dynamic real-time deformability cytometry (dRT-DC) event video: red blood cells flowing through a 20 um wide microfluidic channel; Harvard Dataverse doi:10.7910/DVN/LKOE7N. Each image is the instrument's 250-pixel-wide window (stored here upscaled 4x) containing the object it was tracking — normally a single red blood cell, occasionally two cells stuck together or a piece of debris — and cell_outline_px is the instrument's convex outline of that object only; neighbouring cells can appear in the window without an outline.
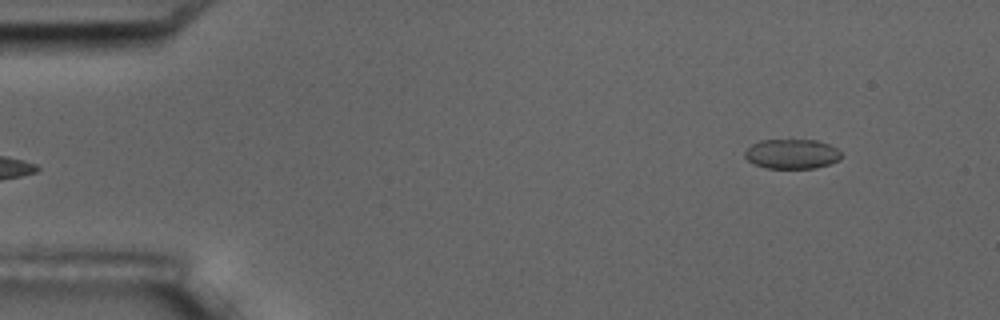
{"species": "common noctule bat (a hibernating species)", "species_latin": "Nyctalus noctula", "temperature_condition": "room temperature", "stored_images_in_passage": 5, "camera_frame_rate_fps": 3000, "um_per_image_px": 0.085, "animal": {"sex": "male", "body_mass_g": 17.5, "forearm_length_mm": 52.3}, "frame": {"image": 1, "passage_image": 5, "time_ms": 4.667, "image_size_px": [1000, 320], "cell_outline_px": [[840, 160], [816, 168], [768, 168], [752, 164], [744, 156], [744, 152], [752, 144], [760, 140], [816, 140], [828, 144], [836, 148], [840, 152]], "centroid_in_image_um": [67.28, 13.09], "position_along_channel_um": 17.7, "area_um2": 16.65}}